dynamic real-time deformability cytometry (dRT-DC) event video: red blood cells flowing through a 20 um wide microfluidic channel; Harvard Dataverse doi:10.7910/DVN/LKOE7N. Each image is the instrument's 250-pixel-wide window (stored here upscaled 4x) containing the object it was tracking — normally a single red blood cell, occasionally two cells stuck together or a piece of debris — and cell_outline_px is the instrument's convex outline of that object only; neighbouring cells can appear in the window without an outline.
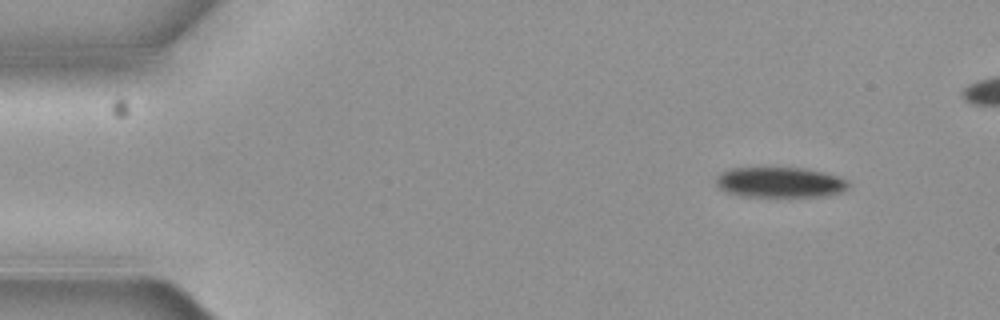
{"species": "common noctule bat (a hibernating species)", "species_latin": "Nyctalus noctula", "temperature_condition": "cold", "stored_images_in_passage": 5, "camera_frame_rate_fps": 3000, "um_per_image_px": 0.085, "animal": {"sex": "female", "body_mass_g": 19.3, "forearm_length_mm": 54.1}, "frame": {"image": 1, "passage_image": 1, "time_ms": 0.0, "image_size_px": [1000, 320], "cell_outline_px": [[848, 188], [840, 192], [824, 196], [740, 196], [724, 192], [716, 184], [716, 176], [720, 172], [728, 168], [804, 168], [824, 172], [840, 176], [848, 180]], "centroid_in_image_um": [66.27, 15.49], "position_along_channel_um": 18.7, "area_um2": 23.58}}